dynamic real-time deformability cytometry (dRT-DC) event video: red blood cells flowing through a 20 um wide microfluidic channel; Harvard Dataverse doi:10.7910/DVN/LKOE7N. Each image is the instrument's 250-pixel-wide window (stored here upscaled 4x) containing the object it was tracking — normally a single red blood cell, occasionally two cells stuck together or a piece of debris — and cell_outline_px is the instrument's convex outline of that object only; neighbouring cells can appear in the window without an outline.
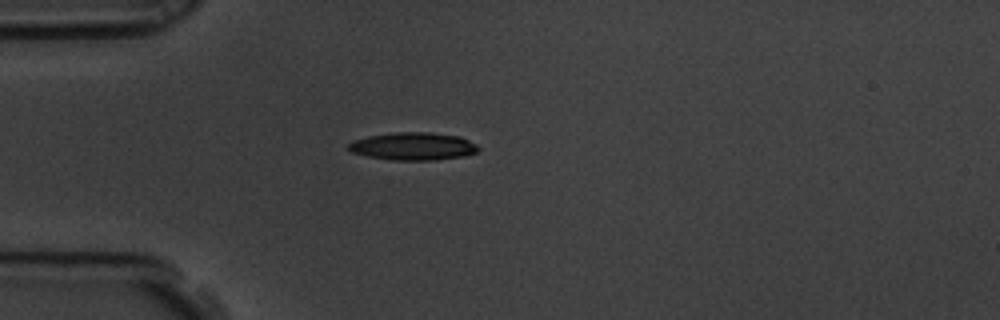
{"species": "common noctule bat (a hibernating species)", "species_latin": "Nyctalus noctula", "temperature_condition": "room temperature", "stored_images_in_passage": 2, "camera_frame_rate_fps": 3000, "um_per_image_px": 0.085, "animal": {"sex": "male", "body_mass_g": 19.5, "forearm_length_mm": 54.6}, "frame": {"image": 1, "passage_image": 1, "time_ms": 0.0, "image_size_px": [1000, 320], "cell_outline_px": [[480, 148], [476, 152], [464, 156], [436, 160], [392, 160], [368, 156], [352, 152], [348, 148], [348, 144], [352, 140], [368, 136], [396, 132], [428, 132], [460, 136], [476, 144]], "centroid_in_image_um": [35.12, 12.43], "position_along_channel_um": 49.9, "area_um2": 20.98}}